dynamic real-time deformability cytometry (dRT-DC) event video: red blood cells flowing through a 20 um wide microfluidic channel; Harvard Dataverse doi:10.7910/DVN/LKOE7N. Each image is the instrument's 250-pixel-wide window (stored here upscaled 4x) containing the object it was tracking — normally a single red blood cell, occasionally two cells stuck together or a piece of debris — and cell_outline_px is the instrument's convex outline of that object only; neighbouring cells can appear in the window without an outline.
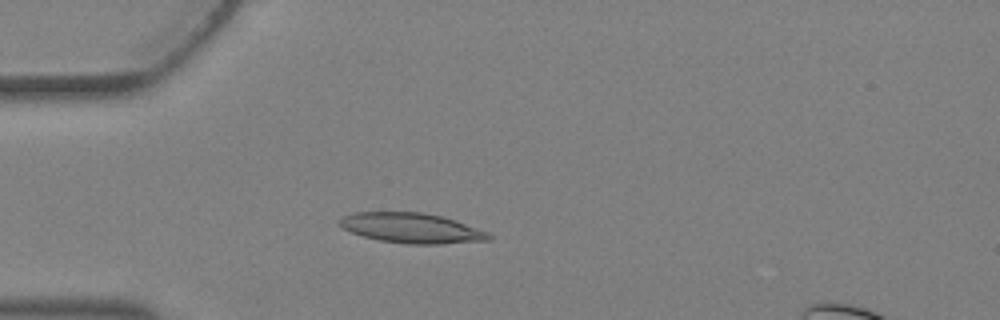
{"species": "Egyptian fruit bat (a non-hibernating species)", "species_latin": "Rousettus aegyptiacus", "temperature_condition": "warm", "stored_images_in_passage": 3, "camera_frame_rate_fps": 3000, "um_per_image_px": 0.085, "animal": {"sex": "female"}, "frame": {"image": 1, "passage_image": 3, "time_ms": 0.667, "image_size_px": [1000, 320], "cell_outline_px": [[492, 240], [440, 244], [408, 244], [380, 240], [364, 236], [352, 232], [336, 224], [336, 220], [340, 216], [352, 212], [424, 212], [456, 220], [488, 232], [492, 236]], "centroid_in_image_um": [34.95, 19.37], "position_along_channel_um": 50.0, "area_um2": 26.36}}